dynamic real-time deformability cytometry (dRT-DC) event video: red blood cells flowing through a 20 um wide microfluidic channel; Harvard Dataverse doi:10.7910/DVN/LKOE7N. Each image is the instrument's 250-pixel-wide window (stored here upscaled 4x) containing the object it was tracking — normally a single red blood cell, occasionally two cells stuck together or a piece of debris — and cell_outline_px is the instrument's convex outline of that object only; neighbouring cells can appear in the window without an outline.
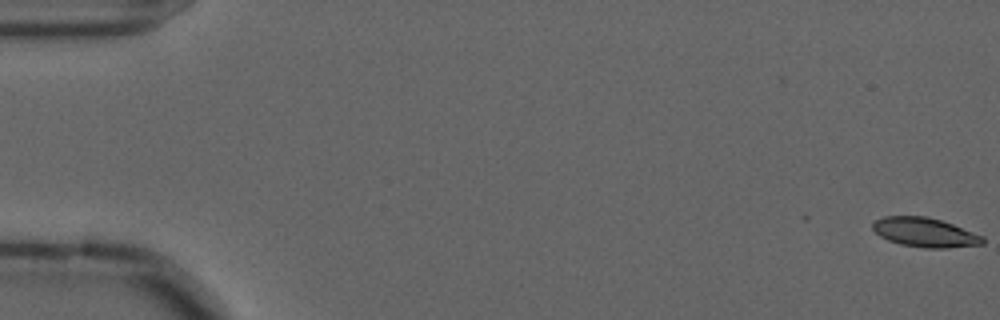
{"species": "common noctule bat (a hibernating species)", "species_latin": "Nyctalus noctula", "temperature_condition": "cold", "stored_images_in_passage": 58, "camera_frame_rate_fps": 3000, "um_per_image_px": 0.085, "animal": {"sex": "male", "forearm_length_mm": 52.5}, "frame": {"image": 1, "passage_image": 1, "time_ms": 0.0, "image_size_px": [1000, 320], "cell_outline_px": [[984, 244], [948, 248], [924, 248], [900, 244], [888, 240], [880, 236], [872, 228], [872, 224], [876, 220], [884, 216], [928, 216], [952, 224], [984, 236]], "centroid_in_image_um": [78.62, 19.76], "position_along_channel_um": 6.4, "area_um2": 18.79}}
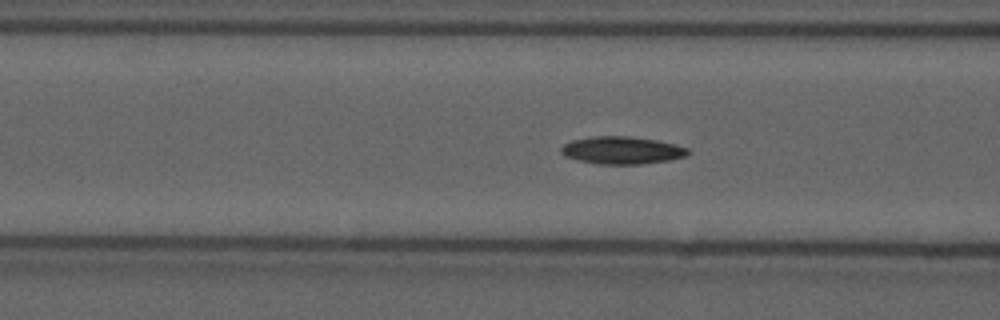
{"frame": {"image": 2, "passage_image": 23, "time_ms": 7.333, "image_size_px": [1000, 320], "cell_outline_px": [[692, 152], [684, 156], [668, 160], [640, 164], [600, 164], [580, 160], [564, 156], [560, 152], [560, 148], [564, 144], [572, 140], [592, 136], [632, 136], [656, 140], [688, 148]], "centroid_in_image_um": [52.84, 12.76], "position_along_channel_um": 113.8, "area_um2": 20.23}}
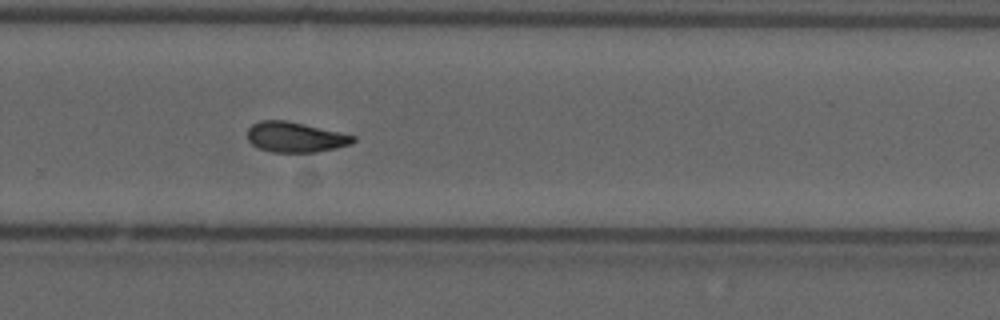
{"frame": {"image": 3, "passage_image": 39, "time_ms": 12.667, "image_size_px": [1000, 320], "cell_outline_px": [[356, 140], [352, 144], [336, 148], [316, 152], [272, 152], [260, 148], [252, 144], [248, 140], [248, 128], [252, 124], [260, 120], [284, 120], [304, 124], [356, 136]], "centroid_in_image_um": [25.1, 11.65], "position_along_channel_um": 304.7, "area_um2": 18.55}, "authors_computed_cell_mechanics": {"area_um2": 18.9295, "velocity_mm_per_s": 3.5852, "shape_relaxation_time_tau1_ms": null, "shape_relaxation_time_tau2_ms": 4.0411, "deformation_change_tau1": null, "deformation_change_tau2": 0.1096}}